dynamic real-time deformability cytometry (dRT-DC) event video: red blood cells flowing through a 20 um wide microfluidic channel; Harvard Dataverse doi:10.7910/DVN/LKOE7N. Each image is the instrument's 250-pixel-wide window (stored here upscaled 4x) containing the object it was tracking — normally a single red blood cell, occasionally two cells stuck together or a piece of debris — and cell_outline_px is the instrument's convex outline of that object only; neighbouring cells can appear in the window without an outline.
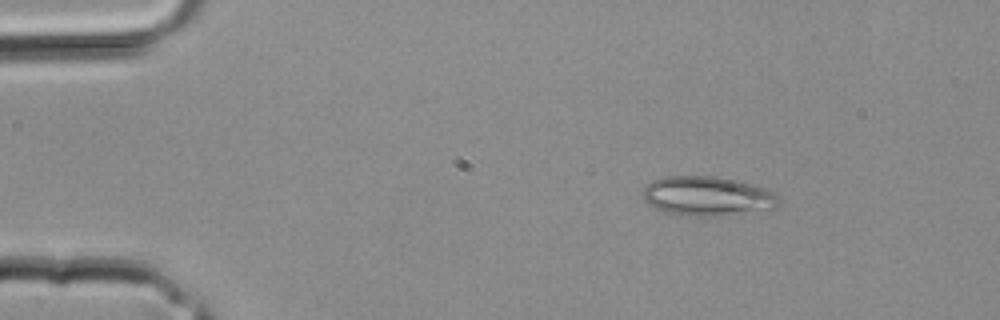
{"species": "common noctule bat (a hibernating species)", "species_latin": "Nyctalus noctula", "temperature_condition": "room temperature", "stored_images_in_passage": 1, "camera_frame_rate_fps": 3000, "um_per_image_px": 0.085, "animal": {"sex": "male", "body_mass_g": 20.4}, "frame": {"image": 1, "passage_image": 1, "time_ms": 0.0, "image_size_px": [1000, 320], "cell_outline_px": [[780, 200], [776, 208], [728, 216], [688, 216], [664, 212], [648, 204], [644, 200], [644, 188], [652, 180], [664, 176], [716, 176], [736, 180], [764, 188], [780, 196]], "centroid_in_image_um": [60.15, 16.68], "position_along_channel_um": 24.9, "area_um2": 31.5}}